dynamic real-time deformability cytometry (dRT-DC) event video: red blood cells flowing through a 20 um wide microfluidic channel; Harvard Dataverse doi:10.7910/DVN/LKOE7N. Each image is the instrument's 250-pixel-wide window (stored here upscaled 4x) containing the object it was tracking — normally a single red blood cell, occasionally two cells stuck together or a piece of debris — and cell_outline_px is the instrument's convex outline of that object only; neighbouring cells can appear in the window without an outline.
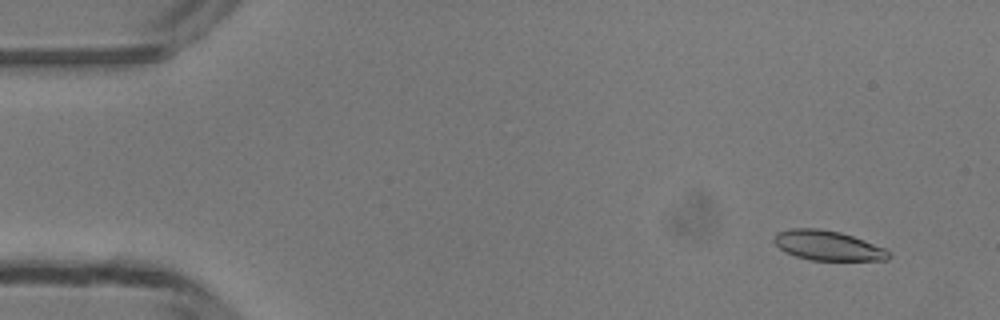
{"species": "common noctule bat (a hibernating species)", "species_latin": "Nyctalus noctula", "temperature_condition": "room temperature", "stored_images_in_passage": 50, "camera_frame_rate_fps": 3000, "um_per_image_px": 0.085, "animal": {"sex": "male", "body_mass_g": 13.3}, "frame": {"image": 1, "passage_image": 4, "time_ms": 1.0, "image_size_px": [1000, 320], "cell_outline_px": [[892, 256], [888, 260], [812, 260], [796, 256], [784, 252], [772, 240], [776, 232], [788, 228], [820, 228], [840, 232], [864, 240], [884, 248], [892, 252]], "centroid_in_image_um": [70.35, 20.86], "position_along_channel_um": 14.6, "area_um2": 20.06}}
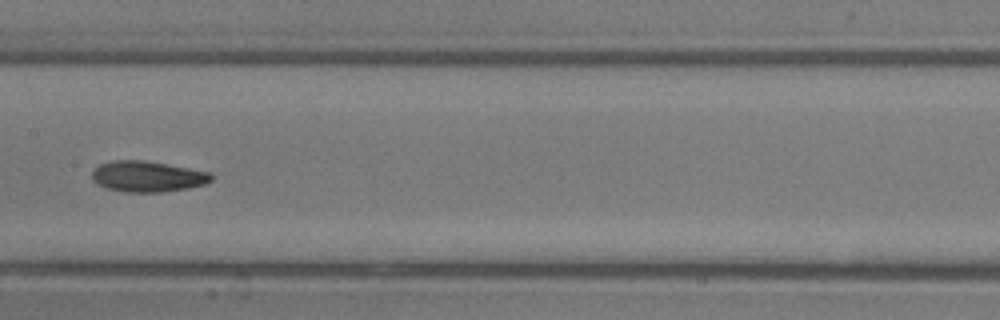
{"frame": {"image": 2, "passage_image": 25, "time_ms": 8.0, "image_size_px": [1000, 320], "cell_outline_px": [[212, 180], [204, 184], [188, 188], [160, 192], [124, 192], [108, 188], [96, 184], [92, 180], [92, 172], [100, 164], [116, 160], [144, 160], [212, 172]], "centroid_in_image_um": [12.54, 15.0], "position_along_channel_um": 194.9, "area_um2": 21.39}}
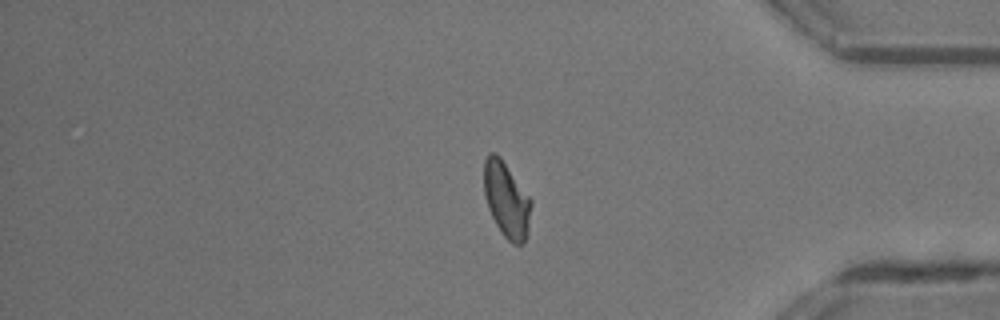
{"frame": {"image": 3, "passage_image": 41, "time_ms": 13.333, "image_size_px": [1000, 320], "cell_outline_px": [[532, 204], [528, 232], [524, 244], [512, 244], [504, 236], [496, 224], [488, 208], [484, 196], [484, 160], [488, 152], [496, 152], [500, 156], [532, 200]], "centroid_in_image_um": [43.05, 16.97], "position_along_channel_um": 392.1, "area_um2": 20.92}, "authors_computed_cell_mechanics": {"area_um2": 20.6635, "velocity_mm_per_s": 4.202, "shape_relaxation_time_tau1_ms": 8.8366, "shape_relaxation_time_tau2_ms": 4.7153, "deformation_change_tau1": 0.2282, "deformation_change_tau2": 0.1197}}